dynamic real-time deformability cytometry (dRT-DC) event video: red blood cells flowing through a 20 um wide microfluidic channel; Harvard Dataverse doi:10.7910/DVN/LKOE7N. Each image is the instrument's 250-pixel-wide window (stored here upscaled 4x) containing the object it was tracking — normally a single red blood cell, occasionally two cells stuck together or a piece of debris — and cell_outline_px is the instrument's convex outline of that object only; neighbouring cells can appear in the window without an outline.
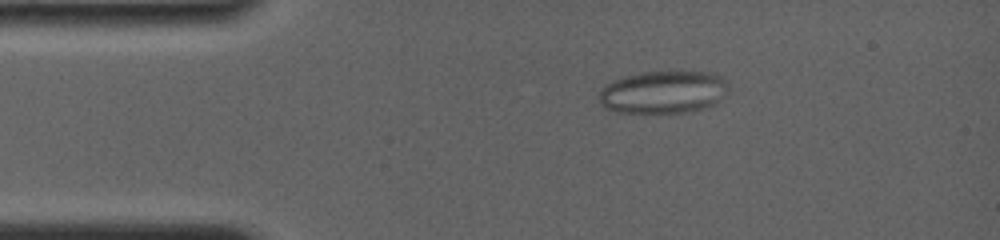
{"species": "common noctule bat (a hibernating species)", "species_latin": "Nyctalus noctula", "temperature_condition": "room temperature", "stored_images_in_passage": 62, "camera_frame_rate_fps": 4000, "um_per_image_px": 0.085, "animal": {"sex": "female", "body_mass_g": 19.0, "forearm_length_mm": 56.7}, "frame": {"image": 1, "passage_image": 5, "time_ms": 1.0, "image_size_px": [1000, 240], "cell_outline_px": [[728, 92], [716, 104], [704, 108], [684, 112], [616, 112], [600, 104], [600, 88], [604, 84], [624, 76], [644, 72], [708, 72], [720, 76], [728, 80]], "centroid_in_image_um": [56.4, 7.82], "position_along_channel_um": 28.6, "area_um2": 32.14}}
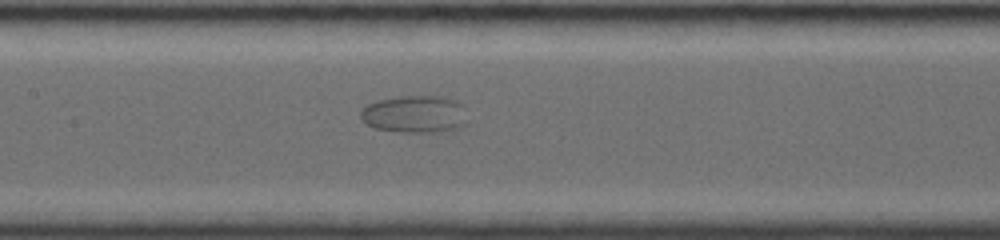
{"frame": {"image": 2, "passage_image": 26, "time_ms": 6.25, "image_size_px": [1000, 240], "cell_outline_px": [[468, 124], [460, 128], [440, 132], [400, 132], [376, 128], [360, 120], [360, 112], [368, 104], [380, 100], [400, 96], [444, 96], [456, 100], [464, 104]], "centroid_in_image_um": [35.33, 9.71], "position_along_channel_um": 172.1, "area_um2": 23.64}}
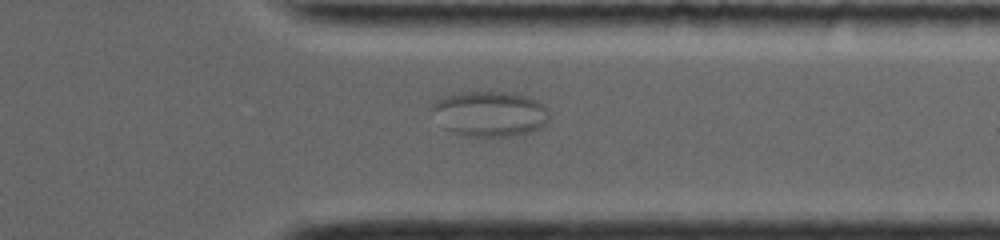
{"frame": {"image": 3, "passage_image": 48, "time_ms": 11.75, "image_size_px": [1000, 240], "cell_outline_px": [[548, 120], [540, 128], [528, 132], [508, 136], [468, 136], [452, 132], [444, 128], [432, 108], [432, 104], [436, 100], [452, 92], [504, 92], [528, 96], [536, 100], [548, 108]], "centroid_in_image_um": [41.63, 9.65], "position_along_channel_um": 369.8, "area_um2": 30.75}}